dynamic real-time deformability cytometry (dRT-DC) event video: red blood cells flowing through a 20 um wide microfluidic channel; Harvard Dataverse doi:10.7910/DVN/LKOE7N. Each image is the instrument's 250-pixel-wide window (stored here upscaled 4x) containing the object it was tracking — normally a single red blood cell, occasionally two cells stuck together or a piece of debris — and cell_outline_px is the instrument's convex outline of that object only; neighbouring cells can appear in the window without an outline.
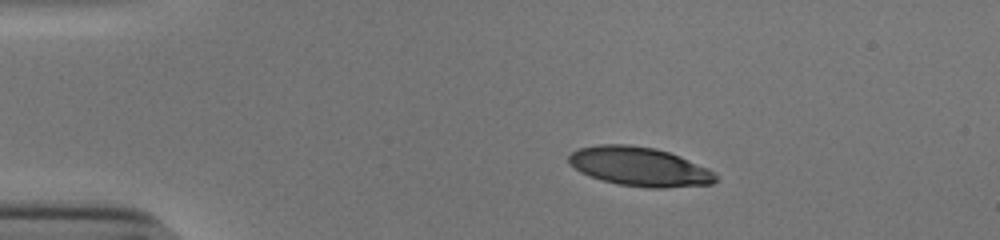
{"species": "human", "species_latin": "Homo sapiens", "temperature_condition": "cold", "stored_images_in_passage": 44, "camera_frame_rate_fps": 3000, "um_per_image_px": 0.085, "donor": {"sex": "male"}, "frame": {"image": 1, "passage_image": 1, "time_ms": 0.0, "image_size_px": [1000, 240], "cell_outline_px": [[716, 180], [712, 184], [664, 188], [648, 188], [616, 184], [588, 176], [580, 172], [568, 160], [568, 156], [572, 152], [580, 148], [600, 144], [628, 144], [656, 148], [680, 156], [708, 168], [716, 172]], "centroid_in_image_um": [54.37, 14.16], "position_along_channel_um": 30.6, "area_um2": 33.52}}
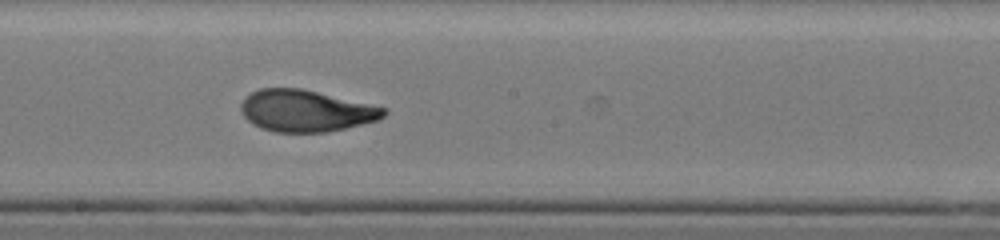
{"frame": {"image": 2, "passage_image": 21, "time_ms": 6.667, "image_size_px": [1000, 240], "cell_outline_px": [[388, 112], [384, 116], [376, 120], [344, 128], [324, 132], [276, 132], [260, 128], [252, 124], [244, 116], [240, 108], [240, 104], [252, 92], [260, 88], [300, 88], [388, 108]], "centroid_in_image_um": [25.98, 9.42], "position_along_channel_um": 222.2, "area_um2": 34.39}}
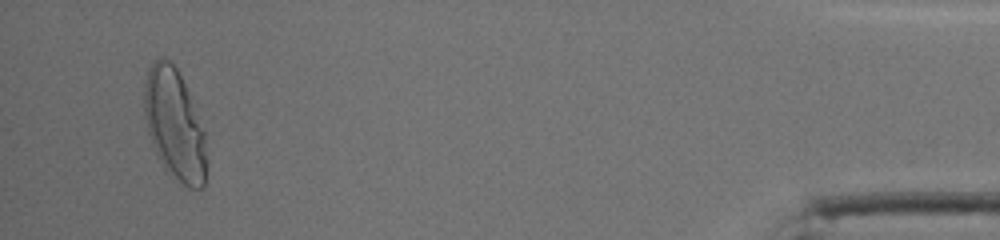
{"frame": {"image": 3, "passage_image": 42, "time_ms": 13.667, "image_size_px": [1000, 240], "cell_outline_px": [[208, 164], [204, 188], [188, 188], [172, 180], [164, 168], [152, 144], [148, 132], [144, 116], [144, 84], [148, 68], [156, 60], [168, 60], [176, 68], [188, 92], [204, 132]], "centroid_in_image_um": [14.85, 10.7], "position_along_channel_um": 420.4, "area_um2": 40.29}, "authors_computed_cell_mechanics": {"area_um2": 34.6222, "velocity_mm_per_s": 3.8498, "shape_relaxation_time_tau1_ms": 5.4674, "shape_relaxation_time_tau2_ms": 1.0322, "deformation_change_tau1": 0.256, "deformation_change_tau2": 0.069}}